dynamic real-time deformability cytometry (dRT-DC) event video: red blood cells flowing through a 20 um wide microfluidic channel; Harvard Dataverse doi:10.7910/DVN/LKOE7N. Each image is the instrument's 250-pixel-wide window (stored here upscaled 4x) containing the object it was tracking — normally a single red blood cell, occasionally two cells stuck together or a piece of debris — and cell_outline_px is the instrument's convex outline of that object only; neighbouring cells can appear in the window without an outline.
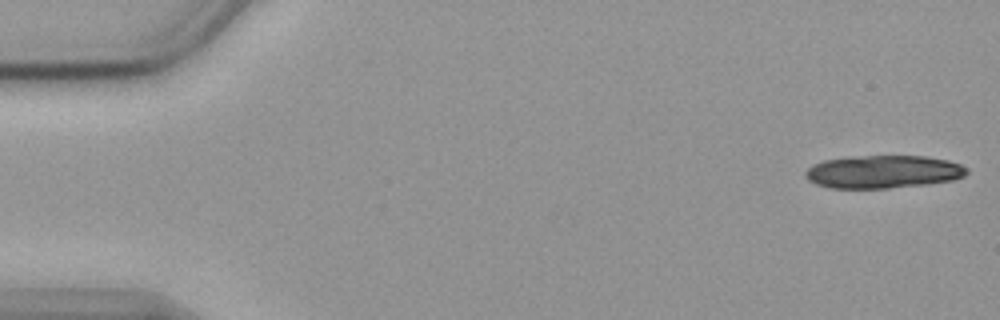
{"species": "common noctule bat (a hibernating species)", "species_latin": "Nyctalus noctula", "temperature_condition": "cold", "stored_images_in_passage": 17, "camera_frame_rate_fps": 3000, "um_per_image_px": 0.085, "animal": {"sex": "female", "body_mass_g": 19.9}, "frame": {"image": 1, "passage_image": 1, "time_ms": 0.0, "image_size_px": [1000, 320], "cell_outline_px": [[968, 172], [964, 176], [952, 180], [924, 184], [888, 188], [828, 188], [816, 184], [808, 180], [804, 176], [804, 172], [812, 164], [824, 160], [864, 156], [924, 156], [948, 160], [960, 164], [968, 168]], "centroid_in_image_um": [75.05, 14.6], "position_along_channel_um": 10.0, "area_um2": 30.87}}